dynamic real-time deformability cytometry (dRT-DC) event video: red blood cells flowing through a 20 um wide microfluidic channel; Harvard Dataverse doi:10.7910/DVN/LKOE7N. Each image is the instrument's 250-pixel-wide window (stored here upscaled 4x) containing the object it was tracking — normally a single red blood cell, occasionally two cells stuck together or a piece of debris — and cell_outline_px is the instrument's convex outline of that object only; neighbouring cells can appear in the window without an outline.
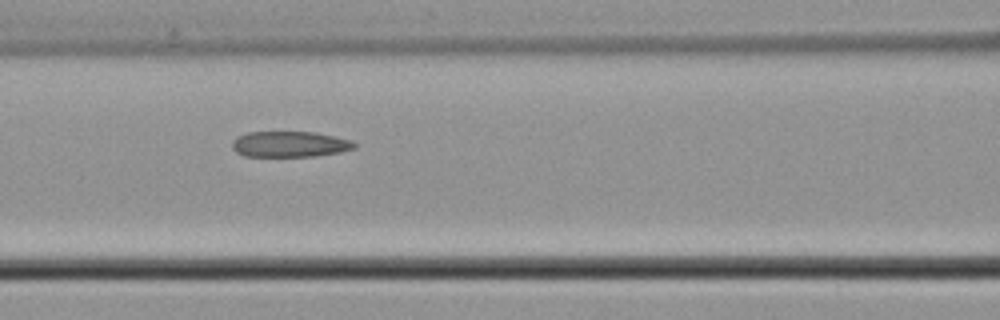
{"species": "common noctule bat (a hibernating species)", "species_latin": "Nyctalus noctula", "temperature_condition": "cold", "stored_images_in_passage": 7, "camera_frame_rate_fps": 3000, "um_per_image_px": 0.085, "animal": {"sex": "male", "body_mass_g": 21.5, "forearm_length_mm": 52.0}, "frame": {"image": 1, "passage_image": 6, "time_ms": 1.667, "image_size_px": [1000, 320], "cell_outline_px": [[356, 148], [340, 152], [316, 156], [244, 156], [236, 152], [232, 148], [232, 140], [236, 136], [248, 132], [316, 132], [352, 140], [356, 144]], "centroid_in_image_um": [24.62, 12.25], "position_along_channel_um": 142.0, "area_um2": 18.5}}
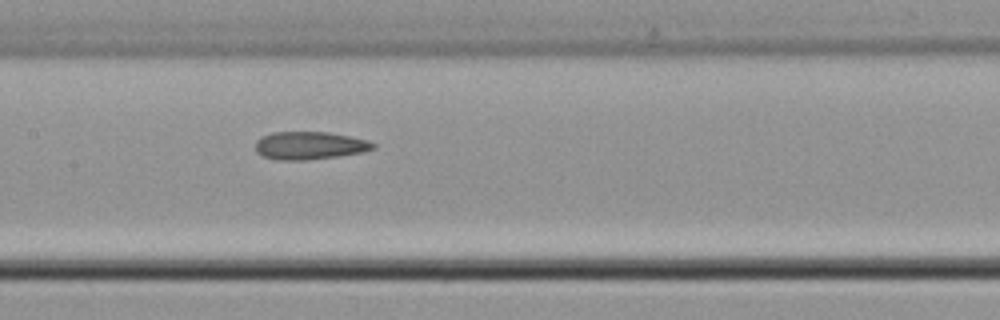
{"frame": {"image": 2, "passage_image": 7, "time_ms": 2.0, "image_size_px": [1000, 320], "cell_outline_px": [[376, 148], [364, 152], [340, 156], [304, 160], [280, 160], [264, 156], [256, 152], [256, 140], [260, 136], [272, 132], [328, 132], [368, 140], [376, 144]], "centroid_in_image_um": [26.33, 12.37], "position_along_channel_um": 181.1, "area_um2": 19.19}}